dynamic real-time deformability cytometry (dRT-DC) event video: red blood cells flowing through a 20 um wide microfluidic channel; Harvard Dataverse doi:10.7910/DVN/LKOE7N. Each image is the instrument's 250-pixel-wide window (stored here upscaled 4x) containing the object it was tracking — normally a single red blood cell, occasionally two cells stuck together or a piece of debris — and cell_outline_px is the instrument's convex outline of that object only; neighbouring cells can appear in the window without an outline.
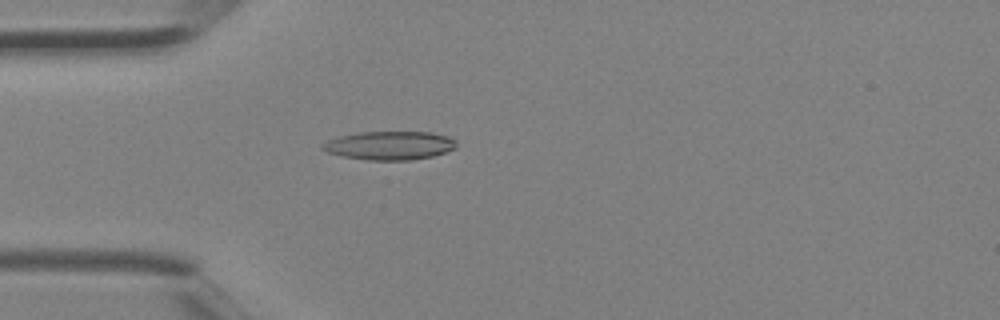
{"species": "Egyptian fruit bat (a non-hibernating species)", "species_latin": "Rousettus aegyptiacus", "temperature_condition": "room temperature", "stored_images_in_passage": 4, "camera_frame_rate_fps": 3000, "um_per_image_px": 0.085, "animal": {"sex": "female"}, "frame": {"image": 1, "passage_image": 4, "time_ms": 1.0, "image_size_px": [1000, 320], "cell_outline_px": [[456, 148], [432, 156], [412, 160], [368, 160], [340, 156], [328, 152], [320, 148], [320, 144], [328, 140], [340, 136], [360, 132], [432, 132], [448, 136], [456, 140]], "centroid_in_image_um": [33.1, 12.37], "position_along_channel_um": 51.9, "area_um2": 22.37}}